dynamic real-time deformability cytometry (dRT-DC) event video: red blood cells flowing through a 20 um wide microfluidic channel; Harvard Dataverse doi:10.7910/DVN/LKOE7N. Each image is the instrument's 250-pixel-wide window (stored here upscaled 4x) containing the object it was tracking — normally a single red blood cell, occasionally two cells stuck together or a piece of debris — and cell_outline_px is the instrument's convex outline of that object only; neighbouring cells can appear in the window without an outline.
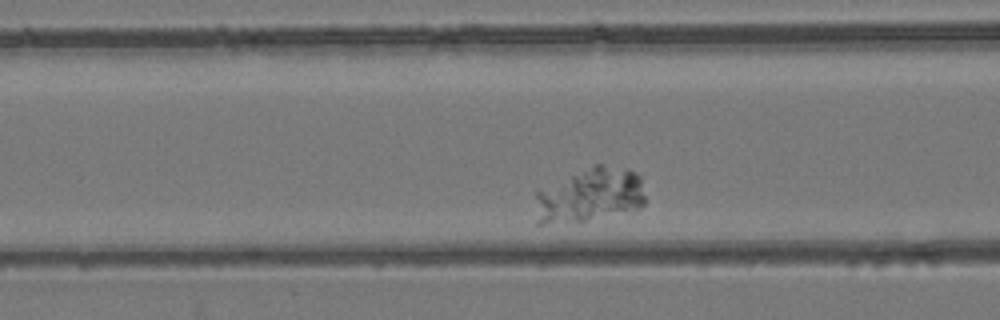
{"species": "common noctule bat (a hibernating species)", "species_latin": "Nyctalus noctula", "temperature_condition": "room temperature", "stored_images_in_passage": 14, "camera_frame_rate_fps": 3000, "um_per_image_px": 0.085, "animal": {"sex": "female", "body_mass_g": 24.6, "forearm_length_mm": 56.2}, "frame": {"image": 1, "passage_image": 7, "time_ms": 2.0, "image_size_px": [1000, 320], "cell_outline_px": [[644, 204], [640, 208], [584, 220], [544, 224], [536, 224], [536, 188], [596, 164], [604, 164], [628, 168], [636, 172], [640, 176], [644, 196]], "centroid_in_image_um": [50.09, 16.55], "position_along_channel_um": 116.5, "area_um2": 34.85}}
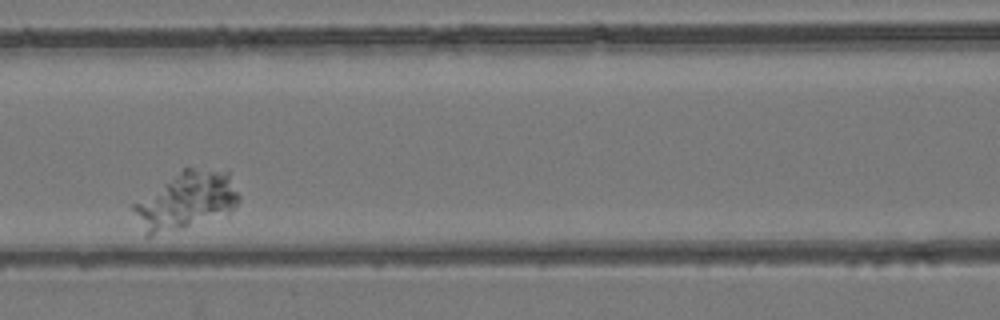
{"frame": {"image": 2, "passage_image": 10, "time_ms": 3.0, "image_size_px": [1000, 320], "cell_outline_px": [[240, 200], [232, 208], [184, 228], [152, 236], [144, 236], [132, 208], [132, 204], [184, 168], [228, 168], [240, 196]], "centroid_in_image_um": [15.81, 17.01], "position_along_channel_um": 150.8, "area_um2": 34.85}}
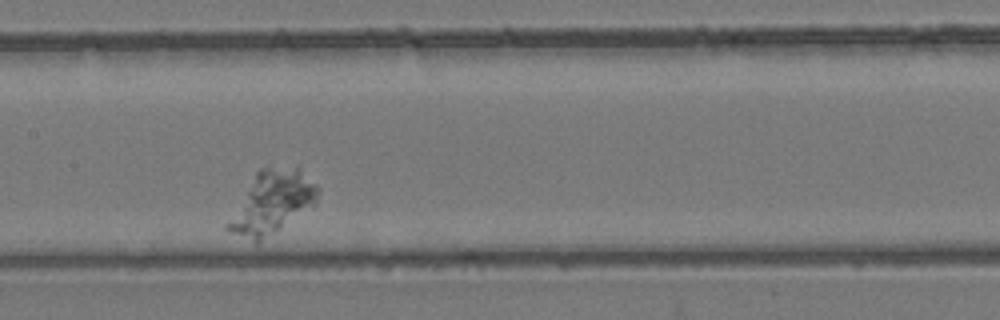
{"frame": {"image": 3, "passage_image": 13, "time_ms": 4.0, "image_size_px": [1000, 320], "cell_outline_px": [[320, 192], [316, 200], [312, 204], [260, 244], [256, 244], [224, 228], [224, 224], [256, 172], [260, 168], [300, 168], [320, 188]], "centroid_in_image_um": [23.06, 17.23], "position_along_channel_um": 184.3, "area_um2": 32.31}}